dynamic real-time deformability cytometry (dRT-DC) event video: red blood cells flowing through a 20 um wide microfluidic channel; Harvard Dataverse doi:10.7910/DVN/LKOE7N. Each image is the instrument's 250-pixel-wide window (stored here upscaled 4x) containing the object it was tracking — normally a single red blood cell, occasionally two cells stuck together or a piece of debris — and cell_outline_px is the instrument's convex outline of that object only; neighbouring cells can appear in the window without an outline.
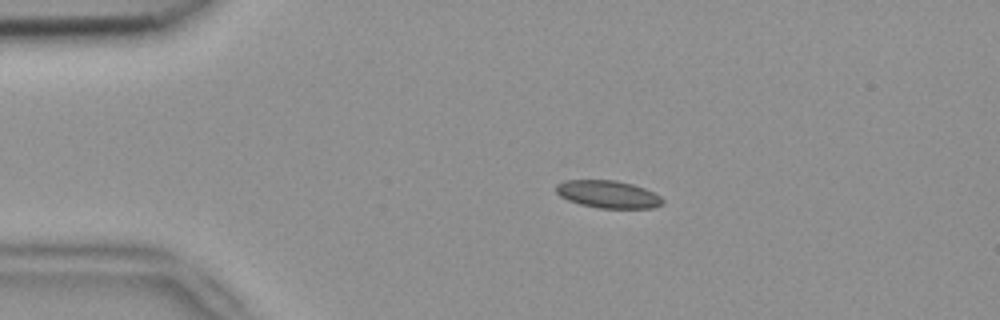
{"species": "common noctule bat (a hibernating species)", "species_latin": "Nyctalus noctula", "temperature_condition": "room temperature", "stored_images_in_passage": 3, "camera_frame_rate_fps": 3000, "um_per_image_px": 0.085, "animal": {"sex": "female", "body_mass_g": 18.4}, "frame": {"image": 1, "passage_image": 2, "time_ms": 0.333, "image_size_px": [1000, 320], "cell_outline_px": [[664, 200], [660, 204], [652, 208], [600, 208], [580, 204], [568, 200], [560, 196], [556, 192], [556, 184], [564, 180], [616, 180], [632, 184], [644, 188], [660, 196]], "centroid_in_image_um": [51.65, 16.5], "position_along_channel_um": 33.4, "area_um2": 16.99}}